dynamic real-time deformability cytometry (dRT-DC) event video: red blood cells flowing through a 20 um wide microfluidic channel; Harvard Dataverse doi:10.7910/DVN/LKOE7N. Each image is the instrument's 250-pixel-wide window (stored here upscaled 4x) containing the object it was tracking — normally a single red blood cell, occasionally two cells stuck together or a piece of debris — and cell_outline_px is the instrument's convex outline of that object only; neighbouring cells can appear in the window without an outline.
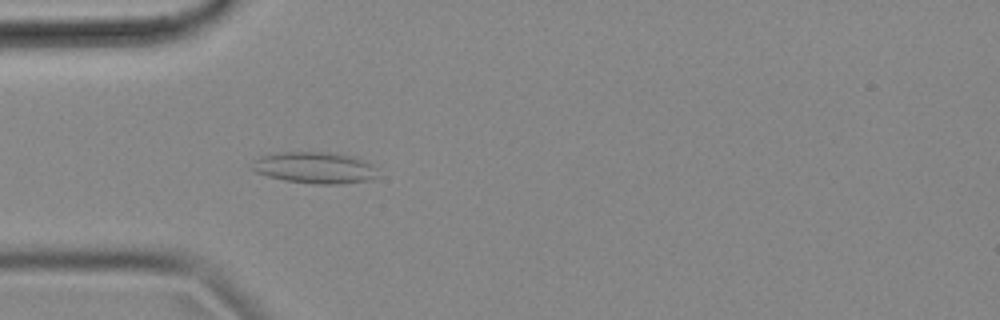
{"species": "common noctule bat (a hibernating species)", "species_latin": "Nyctalus noctula", "temperature_condition": "cold", "stored_images_in_passage": 56, "camera_frame_rate_fps": 3000, "um_per_image_px": 0.085, "animal": {"sex": "female", "body_mass_g": 18.4}, "frame": {"image": 1, "passage_image": 16, "time_ms": 5.0, "image_size_px": [1000, 320], "cell_outline_px": [[376, 176], [368, 180], [340, 184], [312, 184], [284, 180], [268, 176], [256, 172], [248, 168], [252, 160], [260, 156], [276, 152], [336, 152], [356, 156], [372, 164], [376, 168]], "centroid_in_image_um": [26.71, 14.24], "position_along_channel_um": 58.3, "area_um2": 23.52}}
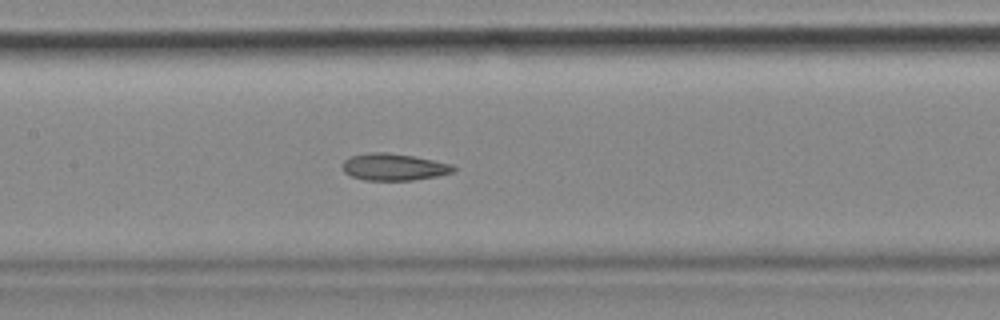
{"frame": {"image": 2, "passage_image": 26, "time_ms": 8.333, "image_size_px": [1000, 320], "cell_outline_px": [[456, 168], [452, 172], [436, 176], [412, 180], [364, 180], [352, 176], [344, 172], [340, 164], [344, 160], [352, 156], [372, 152], [384, 152], [412, 156], [452, 164]], "centroid_in_image_um": [33.43, 14.19], "position_along_channel_um": 174.0, "area_um2": 17.22}}
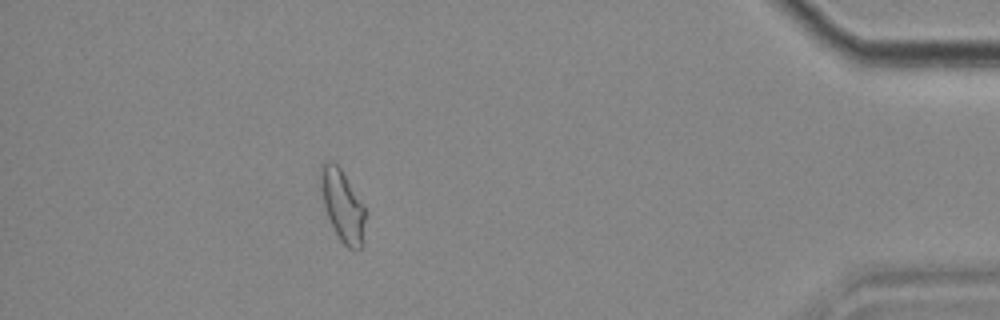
{"frame": {"image": 3, "passage_image": 50, "time_ms": 16.333, "image_size_px": [1000, 320], "cell_outline_px": [[364, 220], [360, 248], [348, 248], [340, 240], [328, 216], [324, 204], [320, 180], [320, 168], [328, 160], [332, 160], [340, 168], [364, 204]], "centroid_in_image_um": [29.1, 17.42], "position_along_channel_um": 406.1, "area_um2": 17.92}, "authors_computed_cell_mechanics": {"area_um2": 18.3226, "velocity_mm_per_s": 3.5505, "shape_relaxation_time_tau1_ms": null, "shape_relaxation_time_tau2_ms": 3.6479, "deformation_change_tau1": null, "deformation_change_tau2": 0.1028}}